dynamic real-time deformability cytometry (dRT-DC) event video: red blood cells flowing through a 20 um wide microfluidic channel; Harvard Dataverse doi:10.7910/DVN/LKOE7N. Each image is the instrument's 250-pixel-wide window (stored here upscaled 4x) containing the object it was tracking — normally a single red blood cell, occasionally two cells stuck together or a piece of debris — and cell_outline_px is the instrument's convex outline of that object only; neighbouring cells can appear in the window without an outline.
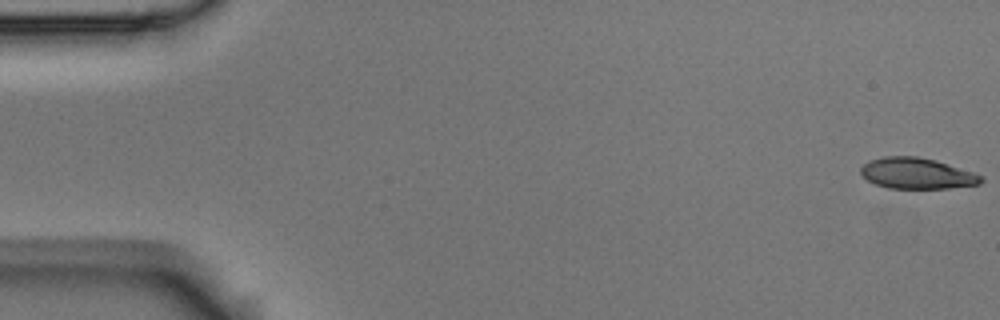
{"species": "Egyptian fruit bat (a non-hibernating species)", "species_latin": "Rousettus aegyptiacus", "temperature_condition": "room temperature", "stored_images_in_passage": 5, "camera_frame_rate_fps": 3000, "um_per_image_px": 0.085, "animal": {"sex": "male"}, "frame": {"image": 1, "passage_image": 1, "time_ms": 0.0, "image_size_px": [1000, 320], "cell_outline_px": [[984, 180], [980, 184], [948, 188], [888, 188], [876, 184], [868, 180], [860, 172], [860, 168], [868, 160], [884, 156], [916, 156], [936, 160], [984, 176]], "centroid_in_image_um": [77.93, 14.73], "position_along_channel_um": 7.1, "area_um2": 21.68}}
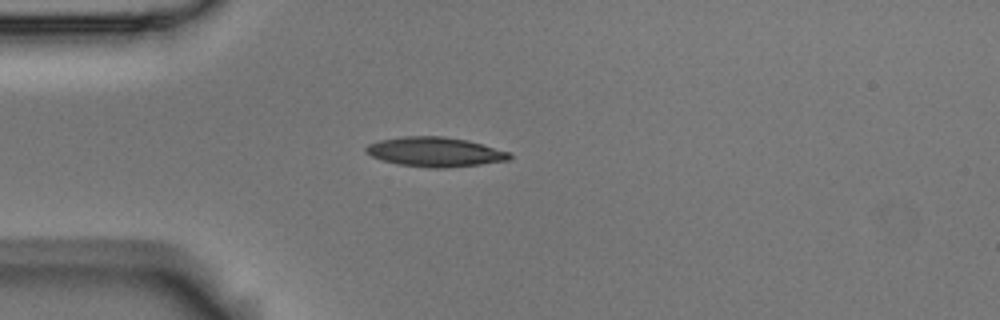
{"frame": {"image": 2, "passage_image": 4, "time_ms": 1.0, "image_size_px": [1000, 320], "cell_outline_px": [[512, 156], [508, 160], [480, 164], [444, 168], [428, 168], [396, 164], [380, 160], [364, 152], [364, 148], [368, 144], [380, 140], [404, 136], [440, 136], [468, 140], [512, 152]], "centroid_in_image_um": [36.96, 12.91], "position_along_channel_um": 48.0, "area_um2": 24.91}}